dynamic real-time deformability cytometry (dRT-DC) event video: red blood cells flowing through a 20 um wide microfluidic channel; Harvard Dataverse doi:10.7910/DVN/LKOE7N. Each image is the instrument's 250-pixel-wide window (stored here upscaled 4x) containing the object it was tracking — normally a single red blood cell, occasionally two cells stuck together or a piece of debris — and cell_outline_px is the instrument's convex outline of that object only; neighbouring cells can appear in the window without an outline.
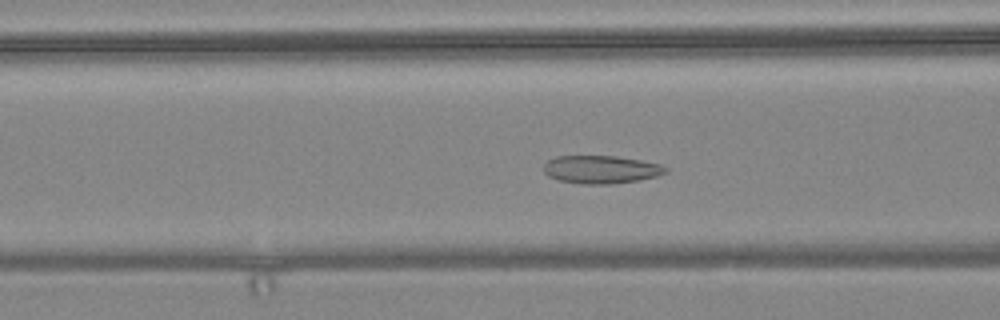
{"species": "common noctule bat (a hibernating species)", "species_latin": "Nyctalus noctula", "temperature_condition": "warm", "stored_images_in_passage": 47, "camera_frame_rate_fps": 3000, "um_per_image_px": 0.085, "animal": {"sex": "female", "body_mass_g": 24.6, "forearm_length_mm": 56.2}, "frame": {"image": 1, "passage_image": 22, "time_ms": 7.0, "image_size_px": [1000, 320], "cell_outline_px": [[668, 172], [656, 176], [640, 180], [612, 184], [580, 184], [560, 180], [548, 176], [544, 172], [544, 164], [548, 160], [556, 156], [616, 156], [640, 160], [660, 164], [668, 168]], "centroid_in_image_um": [51.09, 14.41], "position_along_channel_um": 115.5, "area_um2": 19.94}}
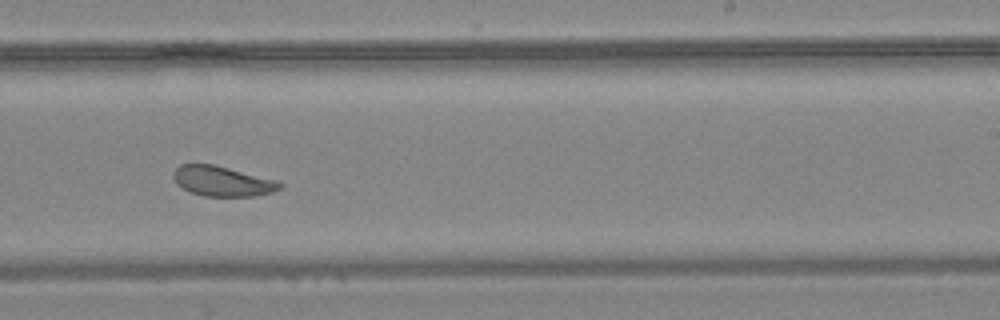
{"frame": {"image": 2, "passage_image": 35, "time_ms": 11.333, "image_size_px": [1000, 320], "cell_outline_px": [[284, 184], [280, 188], [272, 192], [256, 196], [204, 196], [192, 192], [176, 184], [172, 176], [172, 172], [180, 164], [212, 164], [276, 180]], "centroid_in_image_um": [18.88, 15.4], "position_along_channel_um": 270.1, "area_um2": 18.5}}
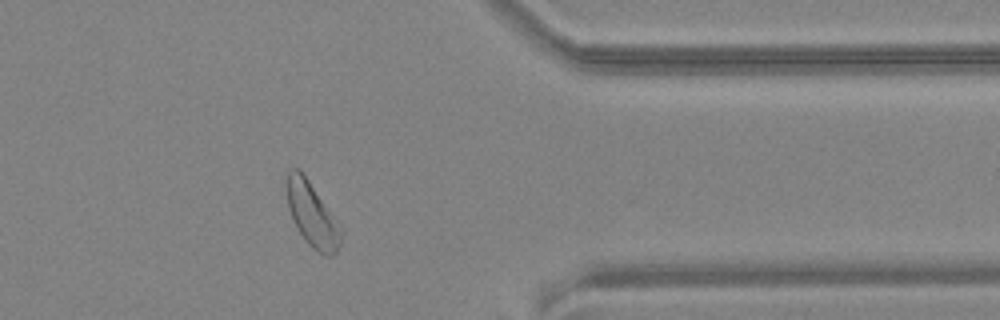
{"frame": {"image": 3, "passage_image": 46, "time_ms": 15.0, "image_size_px": [1000, 320], "cell_outline_px": [[340, 244], [336, 252], [332, 256], [324, 256], [312, 248], [304, 240], [288, 208], [288, 168], [296, 168], [308, 180], [328, 212], [340, 236]], "centroid_in_image_um": [26.46, 18.3], "position_along_channel_um": 384.9, "area_um2": 18.61}}